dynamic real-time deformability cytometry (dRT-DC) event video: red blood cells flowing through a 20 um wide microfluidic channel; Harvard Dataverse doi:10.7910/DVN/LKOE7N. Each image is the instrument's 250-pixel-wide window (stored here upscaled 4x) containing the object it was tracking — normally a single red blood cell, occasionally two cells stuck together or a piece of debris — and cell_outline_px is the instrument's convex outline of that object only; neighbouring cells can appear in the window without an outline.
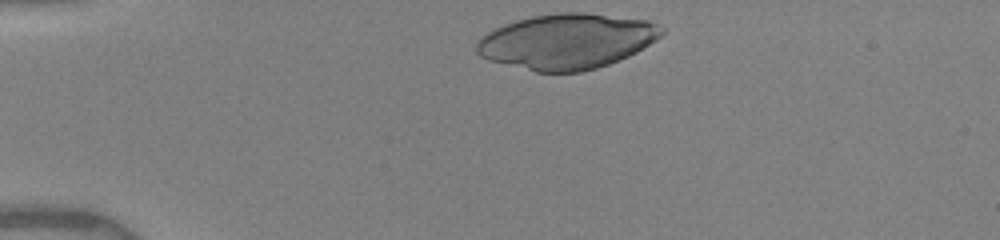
{"species": "human", "species_latin": "Homo sapiens", "temperature_condition": "warm", "stored_images_in_passage": 12, "camera_frame_rate_fps": 3000, "um_per_image_px": 0.085, "donor": {"sex": "female"}, "frame": {"image": 1, "passage_image": 1, "time_ms": 0.0, "image_size_px": [1000, 240], "cell_outline_px": [[664, 32], [656, 40], [636, 52], [628, 56], [608, 64], [596, 68], [580, 72], [536, 72], [488, 60], [480, 56], [476, 52], [476, 44], [488, 32], [496, 28], [516, 20], [532, 16], [560, 12], [584, 12], [648, 20], [664, 28]], "centroid_in_image_um": [48.19, 3.51], "position_along_channel_um": 36.8, "area_um2": 59.36}}